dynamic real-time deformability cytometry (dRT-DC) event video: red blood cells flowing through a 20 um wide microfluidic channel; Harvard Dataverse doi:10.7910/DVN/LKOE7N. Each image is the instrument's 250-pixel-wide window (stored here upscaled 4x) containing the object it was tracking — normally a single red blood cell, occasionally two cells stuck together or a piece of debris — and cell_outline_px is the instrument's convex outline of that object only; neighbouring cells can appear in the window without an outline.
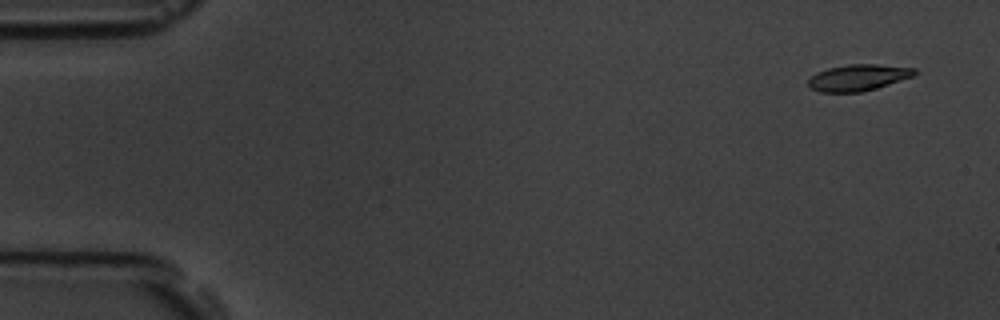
{"species": "common noctule bat (a hibernating species)", "species_latin": "Nyctalus noctula", "temperature_condition": "room temperature", "stored_images_in_passage": 6, "camera_frame_rate_fps": 3000, "um_per_image_px": 0.085, "animal": {"sex": "male", "body_mass_g": 19.5, "forearm_length_mm": 54.6}, "frame": {"image": 1, "passage_image": 1, "time_ms": 0.0, "image_size_px": [1000, 320], "cell_outline_px": [[920, 72], [912, 76], [876, 88], [860, 92], [820, 92], [812, 88], [808, 84], [808, 80], [816, 72], [828, 68], [848, 64], [876, 64], [916, 68]], "centroid_in_image_um": [72.95, 6.58], "position_along_channel_um": 12.0, "area_um2": 16.24}}